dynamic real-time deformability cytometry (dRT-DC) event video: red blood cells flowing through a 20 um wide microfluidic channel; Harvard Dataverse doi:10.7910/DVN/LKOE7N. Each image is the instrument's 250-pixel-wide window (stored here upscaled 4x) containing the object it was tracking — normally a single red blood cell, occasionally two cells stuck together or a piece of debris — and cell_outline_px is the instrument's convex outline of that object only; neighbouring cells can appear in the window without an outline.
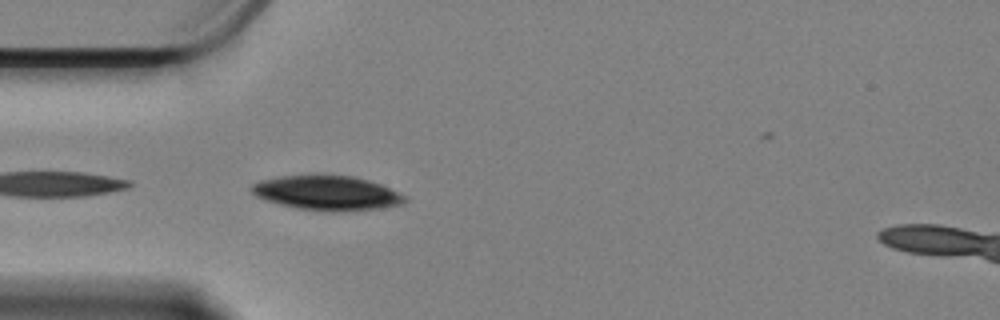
{"species": "Egyptian fruit bat (a non-hibernating species)", "species_latin": "Rousettus aegyptiacus", "temperature_condition": "cold", "stored_images_in_passage": 27, "camera_frame_rate_fps": 3000, "um_per_image_px": 0.085, "animal": {"sex": "female"}, "frame": {"image": 1, "passage_image": 1, "time_ms": 0.0, "image_size_px": [1000, 320], "cell_outline_px": [[408, 200], [404, 204], [380, 208], [340, 212], [332, 212], [296, 208], [264, 200], [256, 196], [248, 188], [252, 184], [260, 180], [280, 176], [316, 172], [352, 176], [368, 180], [380, 184], [404, 196]], "centroid_in_image_um": [27.74, 16.37], "position_along_channel_um": 57.3, "area_um2": 31.67}}
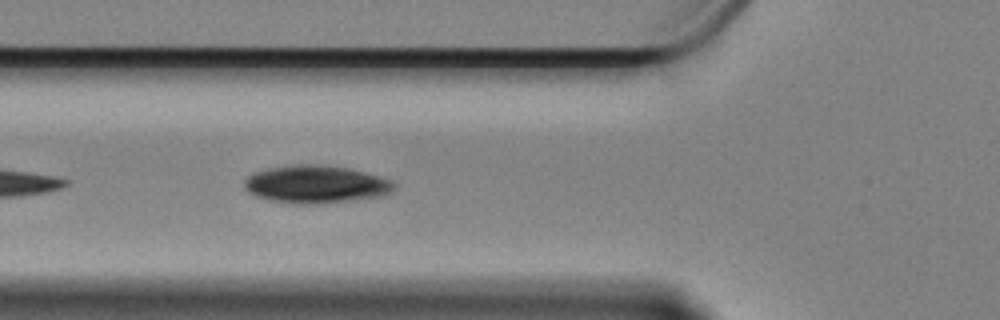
{"frame": {"image": 2, "passage_image": 5, "time_ms": 1.333, "image_size_px": [1000, 320], "cell_outline_px": [[396, 188], [392, 192], [380, 196], [320, 204], [292, 204], [268, 200], [256, 196], [248, 192], [244, 188], [244, 180], [252, 172], [268, 168], [292, 164], [328, 164], [348, 168], [364, 172], [392, 180], [396, 184]], "centroid_in_image_um": [26.82, 15.66], "position_along_channel_um": 99.0, "area_um2": 33.41}}